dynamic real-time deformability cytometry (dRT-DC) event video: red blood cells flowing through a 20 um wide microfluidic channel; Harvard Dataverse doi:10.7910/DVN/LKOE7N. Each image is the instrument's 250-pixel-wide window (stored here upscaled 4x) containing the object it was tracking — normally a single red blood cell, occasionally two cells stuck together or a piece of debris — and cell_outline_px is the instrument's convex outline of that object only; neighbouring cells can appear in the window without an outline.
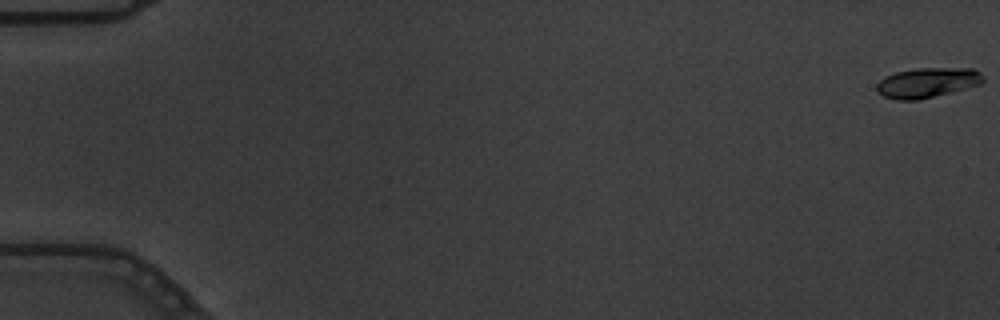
{"species": "common noctule bat (a hibernating species)", "species_latin": "Nyctalus noctula", "temperature_condition": "warm", "stored_images_in_passage": 7, "camera_frame_rate_fps": 3000, "um_per_image_px": 0.085, "animal": {"sex": "male", "body_mass_g": 19.5, "forearm_length_mm": 54.6}, "frame": {"image": 1, "passage_image": 1, "time_ms": 0.0, "image_size_px": [1000, 320], "cell_outline_px": [[984, 80], [980, 84], [916, 100], [896, 100], [884, 96], [876, 88], [876, 84], [884, 76], [896, 72], [916, 68], [972, 68], [980, 72], [984, 76]], "centroid_in_image_um": [78.8, 7.0], "position_along_channel_um": 6.2, "area_um2": 18.32}}
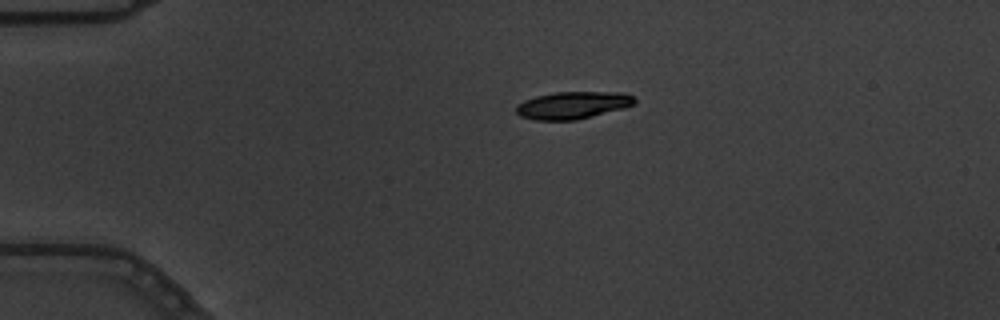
{"frame": {"image": 2, "passage_image": 5, "time_ms": 1.333, "image_size_px": [1000, 320], "cell_outline_px": [[636, 104], [624, 108], [576, 120], [536, 120], [520, 116], [516, 112], [516, 104], [524, 100], [536, 96], [556, 92], [624, 92], [632, 96], [636, 100]], "centroid_in_image_um": [48.69, 8.94], "position_along_channel_um": 36.3, "area_um2": 18.9}}
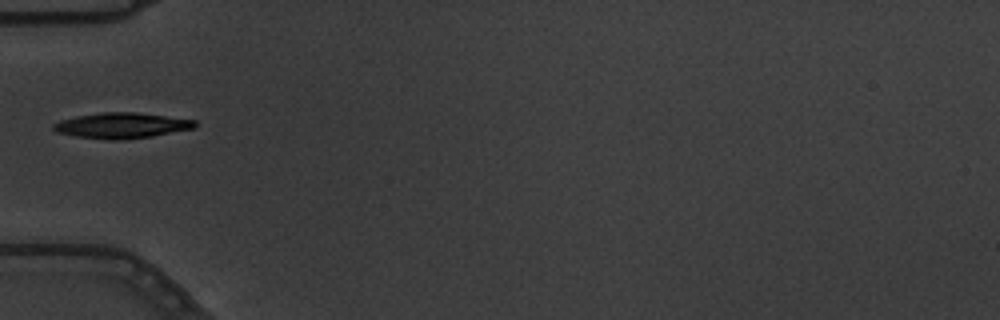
{"frame": {"image": 3, "passage_image": 7, "time_ms": 2.0, "image_size_px": [1000, 320], "cell_outline_px": [[196, 128], [152, 136], [120, 140], [76, 136], [56, 132], [52, 128], [52, 124], [60, 120], [76, 116], [104, 112], [136, 112], [196, 120]], "centroid_in_image_um": [10.35, 10.66], "position_along_channel_um": 74.7, "area_um2": 20.92}}